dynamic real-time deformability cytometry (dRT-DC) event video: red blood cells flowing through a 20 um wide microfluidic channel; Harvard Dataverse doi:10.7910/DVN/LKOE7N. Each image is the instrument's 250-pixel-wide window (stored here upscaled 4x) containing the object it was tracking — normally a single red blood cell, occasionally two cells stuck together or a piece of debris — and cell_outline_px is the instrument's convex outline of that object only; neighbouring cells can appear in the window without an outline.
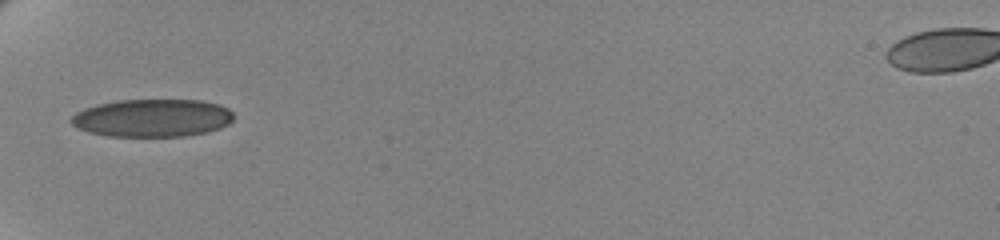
{"species": "human", "species_latin": "Homo sapiens", "temperature_condition": "cold", "stored_images_in_passage": 37, "camera_frame_rate_fps": 3000, "um_per_image_px": 0.085, "donor": {"sex": "female"}, "frame": {"image": 1, "passage_image": 1, "time_ms": 0.0, "image_size_px": [1000, 240], "cell_outline_px": [[232, 120], [228, 124], [220, 128], [208, 132], [184, 136], [108, 136], [88, 132], [76, 128], [68, 120], [76, 112], [84, 108], [116, 100], [200, 100], [220, 104], [228, 108], [232, 112]], "centroid_in_image_um": [12.93, 10.03], "position_along_channel_um": 72.1, "area_um2": 35.95}}
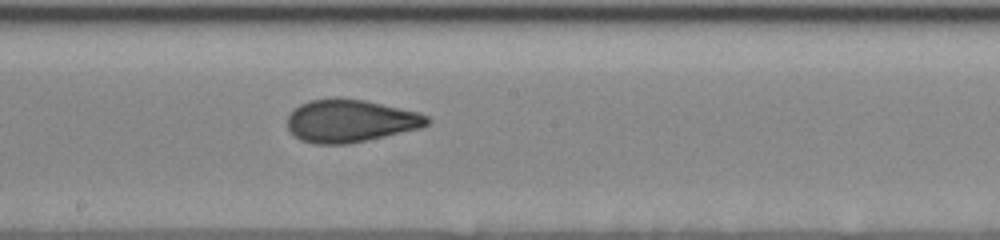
{"frame": {"image": 2, "passage_image": 14, "time_ms": 4.333, "image_size_px": [1000, 240], "cell_outline_px": [[432, 120], [428, 124], [420, 128], [348, 144], [316, 144], [300, 140], [288, 128], [288, 116], [300, 104], [308, 100], [336, 96], [364, 100], [420, 112], [428, 116]], "centroid_in_image_um": [29.79, 10.25], "position_along_channel_um": 218.4, "area_um2": 34.91}}
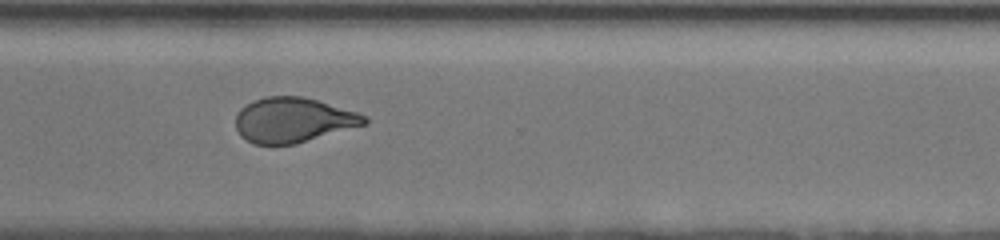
{"frame": {"image": 3, "passage_image": 25, "time_ms": 8.0, "image_size_px": [1000, 240], "cell_outline_px": [[368, 124], [296, 144], [252, 144], [240, 136], [236, 128], [236, 116], [240, 108], [252, 100], [264, 96], [300, 96], [316, 100], [356, 112], [364, 116], [368, 120]], "centroid_in_image_um": [24.88, 10.21], "position_along_channel_um": 345.7, "area_um2": 33.76}, "authors_computed_cell_mechanics": {"area_um2": 35.2002, "velocity_mm_per_s": 3.48, "shape_relaxation_time_tau1_ms": 5.9337, "shape_relaxation_time_tau2_ms": 1.3949, "deformation_change_tau1": 0.167, "deformation_change_tau2": 0.0781}}